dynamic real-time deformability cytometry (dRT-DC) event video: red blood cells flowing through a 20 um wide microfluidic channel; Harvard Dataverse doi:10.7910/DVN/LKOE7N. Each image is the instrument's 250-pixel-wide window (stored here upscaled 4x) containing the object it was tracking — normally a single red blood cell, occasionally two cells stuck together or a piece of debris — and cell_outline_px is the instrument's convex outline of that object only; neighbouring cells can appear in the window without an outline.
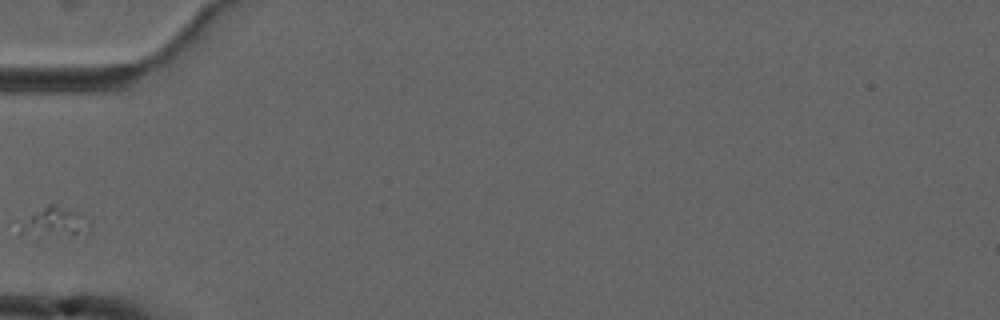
{"species": "common noctule bat (a hibernating species)", "species_latin": "Nyctalus noctula", "temperature_condition": "cold", "stored_images_in_passage": 1, "camera_frame_rate_fps": 3000, "um_per_image_px": 0.085, "animal": {"sex": "male", "forearm_length_mm": 52.5}, "frame": {"image": 1, "passage_image": 1, "time_ms": 0.0, "image_size_px": [1000, 320], "cell_outline_px": [[76, 232], [72, 236], [20, 236], [20, 224], [24, 220], [48, 204], [56, 200], [76, 212]], "centroid_in_image_um": [4.29, 18.85], "position_along_channel_um": 80.7, "area_um2": 10.81}}